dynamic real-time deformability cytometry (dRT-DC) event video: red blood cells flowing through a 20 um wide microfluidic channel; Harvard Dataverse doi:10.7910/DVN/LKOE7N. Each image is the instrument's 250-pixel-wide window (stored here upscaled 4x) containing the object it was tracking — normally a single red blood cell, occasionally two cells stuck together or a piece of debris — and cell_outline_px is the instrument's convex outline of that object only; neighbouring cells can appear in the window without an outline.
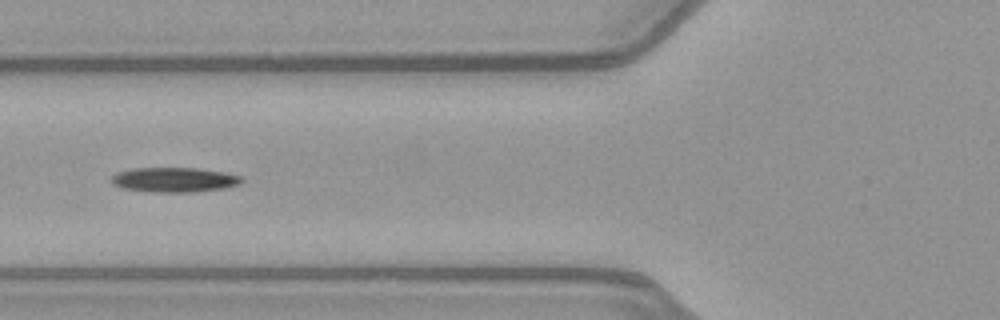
{"species": "common noctule bat (a hibernating species)", "species_latin": "Nyctalus noctula", "temperature_condition": "warm", "stored_images_in_passage": 37, "camera_frame_rate_fps": 3000, "um_per_image_px": 0.085, "animal": {"sex": "female", "body_mass_g": 21.9}, "frame": {"image": 1, "passage_image": 6, "time_ms": 1.667, "image_size_px": [1000, 320], "cell_outline_px": [[244, 180], [240, 184], [224, 188], [196, 192], [156, 192], [124, 188], [112, 184], [112, 176], [116, 172], [132, 168], [196, 168], [228, 172], [240, 176]], "centroid_in_image_um": [14.85, 15.27], "position_along_channel_um": 110.9, "area_um2": 18.84}}
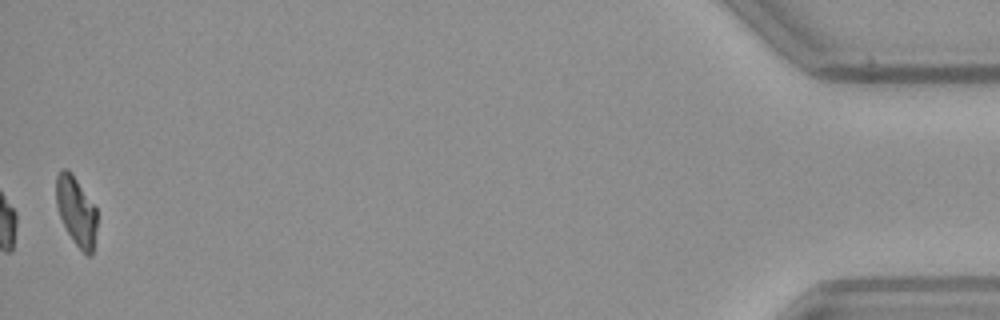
{"frame": {"image": 2, "passage_image": 37, "time_ms": 12.0, "image_size_px": [1000, 320], "cell_outline_px": [[96, 228], [92, 256], [88, 256], [76, 244], [68, 232], [60, 216], [56, 204], [56, 176], [64, 168], [68, 168], [72, 172], [96, 208]], "centroid_in_image_um": [6.48, 17.91], "position_along_channel_um": 428.7, "area_um2": 16.18}}